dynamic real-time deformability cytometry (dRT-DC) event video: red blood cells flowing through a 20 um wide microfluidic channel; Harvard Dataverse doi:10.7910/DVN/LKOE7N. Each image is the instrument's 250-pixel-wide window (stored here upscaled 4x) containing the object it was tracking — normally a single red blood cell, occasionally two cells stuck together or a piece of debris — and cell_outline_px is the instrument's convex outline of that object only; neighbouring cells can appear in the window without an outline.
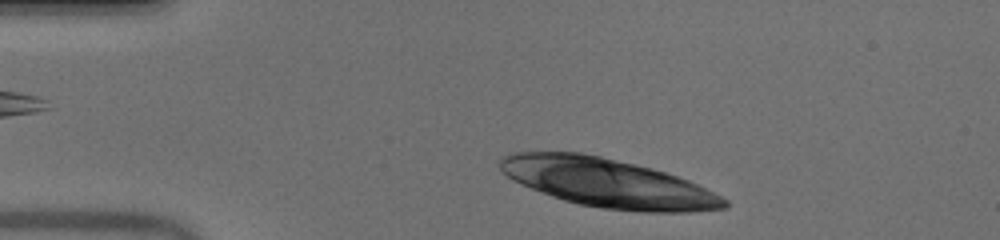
{"species": "human", "species_latin": "Homo sapiens", "temperature_condition": "warm", "stored_images_in_passage": 13, "camera_frame_rate_fps": 3000, "um_per_image_px": 0.085, "donor": {"sex": "male"}, "frame": {"image": 1, "passage_image": 1, "time_ms": 0.0, "image_size_px": [1000, 240], "cell_outline_px": [[728, 208], [688, 212], [644, 212], [604, 208], [580, 204], [564, 200], [552, 196], [512, 180], [500, 168], [500, 160], [504, 156], [516, 152], [580, 152], [600, 156], [652, 168], [688, 180], [728, 200]], "centroid_in_image_um": [51.68, 15.55], "position_along_channel_um": 33.3, "area_um2": 62.94}}